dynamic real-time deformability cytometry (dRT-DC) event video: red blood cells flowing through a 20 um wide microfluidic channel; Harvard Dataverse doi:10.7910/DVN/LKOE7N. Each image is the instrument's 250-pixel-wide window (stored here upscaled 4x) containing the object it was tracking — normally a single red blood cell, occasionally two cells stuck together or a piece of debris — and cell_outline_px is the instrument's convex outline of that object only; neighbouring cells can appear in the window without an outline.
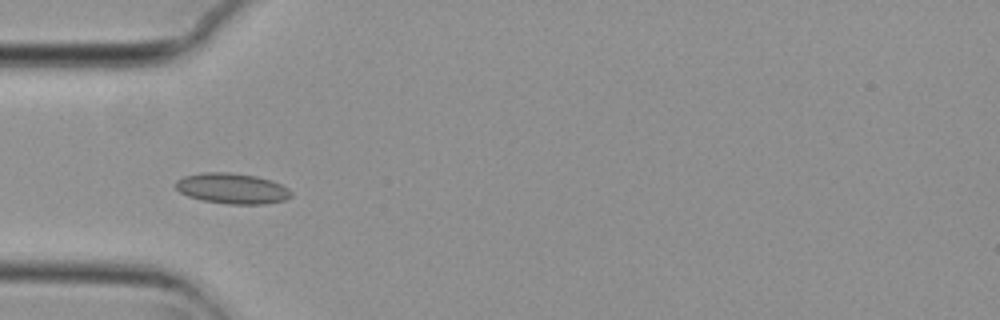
{"species": "common noctule bat (a hibernating species)", "species_latin": "Nyctalus noctula", "temperature_condition": "cold", "stored_images_in_passage": 13, "camera_frame_rate_fps": 3000, "um_per_image_px": 0.085, "animal": {"sex": "female", "body_mass_g": 29.2, "forearm_length_mm": 56.3}, "frame": {"image": 1, "passage_image": 1, "time_ms": 0.0, "image_size_px": [1000, 320], "cell_outline_px": [[292, 196], [284, 200], [264, 204], [228, 204], [204, 200], [188, 196], [180, 192], [176, 188], [176, 180], [184, 176], [200, 172], [228, 172], [256, 176], [272, 180], [288, 188], [292, 192]], "centroid_in_image_um": [19.74, 16.01], "position_along_channel_um": 65.3, "area_um2": 20.58}}
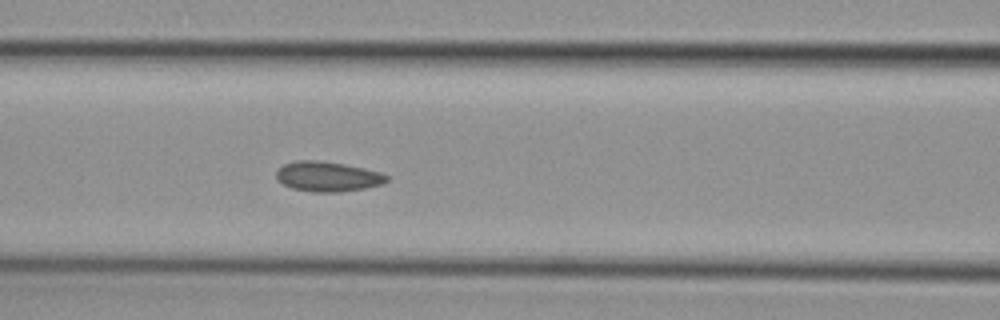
{"frame": {"image": 2, "passage_image": 7, "time_ms": 2.0, "image_size_px": [1000, 320], "cell_outline_px": [[388, 180], [380, 184], [364, 188], [336, 192], [312, 192], [292, 188], [276, 180], [276, 168], [284, 164], [296, 160], [320, 160], [344, 164], [364, 168], [380, 172], [388, 176]], "centroid_in_image_um": [27.79, 14.99], "position_along_channel_um": 138.8, "area_um2": 19.31}}
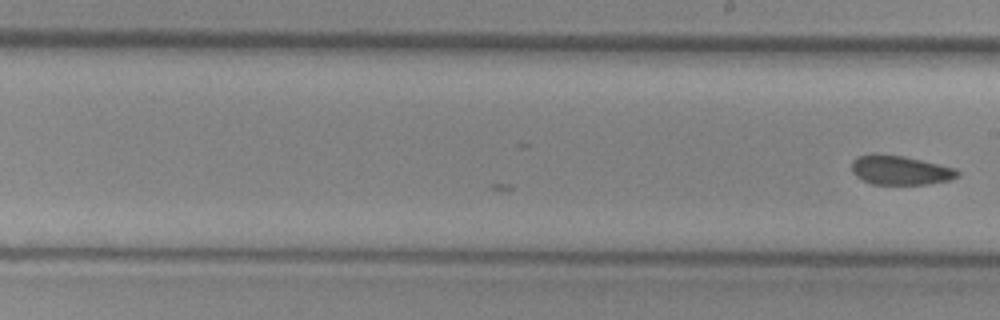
{"frame": {"image": 3, "passage_image": 13, "time_ms": 4.0, "image_size_px": [1000, 320], "cell_outline_px": [[960, 176], [952, 180], [928, 184], [872, 184], [856, 176], [852, 172], [852, 160], [856, 156], [876, 152], [904, 156], [956, 168], [960, 172]], "centroid_in_image_um": [76.52, 14.45], "position_along_channel_um": 212.5, "area_um2": 18.38}}